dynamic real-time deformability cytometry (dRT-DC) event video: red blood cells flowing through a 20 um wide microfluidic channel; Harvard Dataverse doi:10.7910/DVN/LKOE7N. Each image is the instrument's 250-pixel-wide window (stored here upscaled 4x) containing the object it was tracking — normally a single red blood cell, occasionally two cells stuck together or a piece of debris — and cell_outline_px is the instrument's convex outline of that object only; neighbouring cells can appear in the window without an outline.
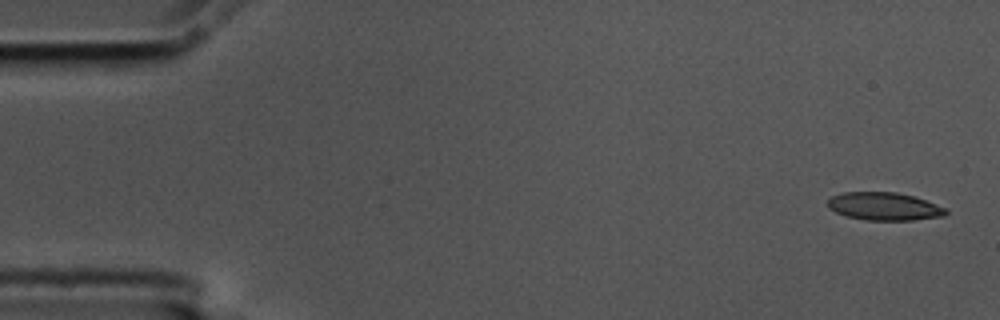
{"species": "common noctule bat (a hibernating species)", "species_latin": "Nyctalus noctula", "temperature_condition": "cold", "stored_images_in_passage": 5, "camera_frame_rate_fps": 3000, "um_per_image_px": 0.085, "animal": {"sex": "male", "body_mass_g": 17.5, "forearm_length_mm": 52.3}, "frame": {"image": 1, "passage_image": 1, "time_ms": 0.0, "image_size_px": [1000, 320], "cell_outline_px": [[948, 212], [944, 216], [912, 220], [868, 220], [844, 216], [828, 208], [828, 200], [832, 196], [844, 192], [896, 192], [916, 196], [948, 208]], "centroid_in_image_um": [75.19, 17.54], "position_along_channel_um": 9.8, "area_um2": 19.42}}
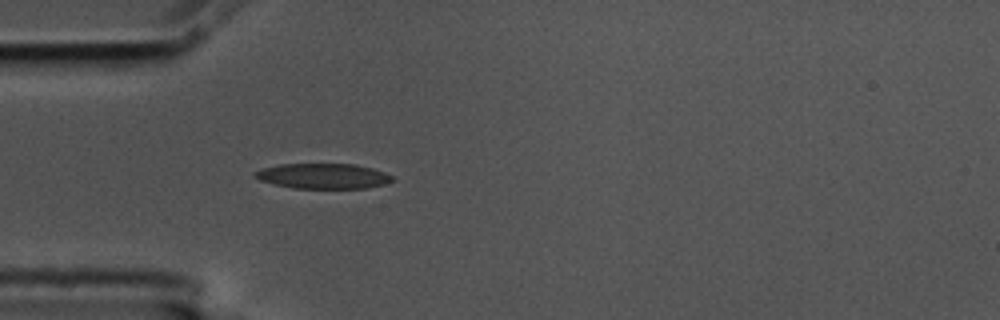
{"frame": {"image": 2, "passage_image": 5, "time_ms": 1.333, "image_size_px": [1000, 320], "cell_outline_px": [[396, 180], [384, 184], [368, 188], [292, 188], [260, 180], [252, 176], [252, 172], [260, 168], [280, 164], [356, 164], [372, 168], [384, 172], [392, 176]], "centroid_in_image_um": [27.45, 14.96], "position_along_channel_um": 57.6, "area_um2": 20.35}}